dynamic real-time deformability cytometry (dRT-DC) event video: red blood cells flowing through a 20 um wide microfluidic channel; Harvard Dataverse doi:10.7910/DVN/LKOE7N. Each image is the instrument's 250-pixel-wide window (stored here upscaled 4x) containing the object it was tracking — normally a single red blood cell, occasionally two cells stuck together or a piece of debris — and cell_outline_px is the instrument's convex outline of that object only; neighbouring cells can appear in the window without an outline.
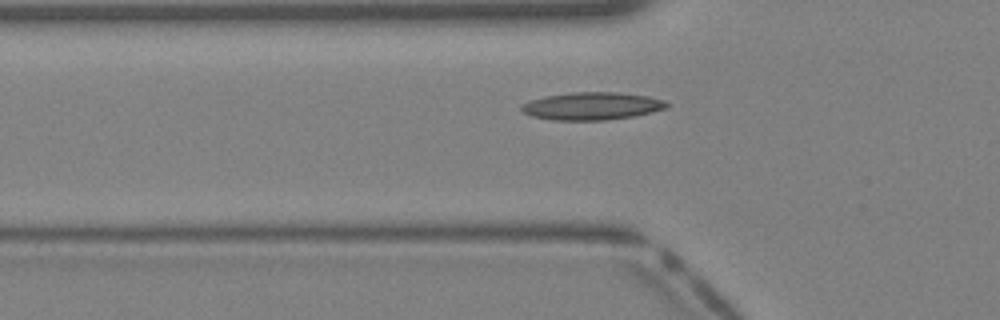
{"species": "Egyptian fruit bat (a non-hibernating species)", "species_latin": "Rousettus aegyptiacus", "temperature_condition": "warm", "stored_images_in_passage": 29, "camera_frame_rate_fps": 3000, "um_per_image_px": 0.085, "animal": {"sex": "female"}, "frame": {"image": 1, "passage_image": 3, "time_ms": 0.667, "image_size_px": [1000, 320], "cell_outline_px": [[672, 104], [668, 108], [652, 112], [632, 116], [608, 120], [552, 120], [532, 116], [524, 112], [520, 108], [520, 104], [528, 100], [544, 96], [572, 92], [616, 92], [648, 96], [664, 100]], "centroid_in_image_um": [50.32, 9.01], "position_along_channel_um": 75.5, "area_um2": 23.64}}
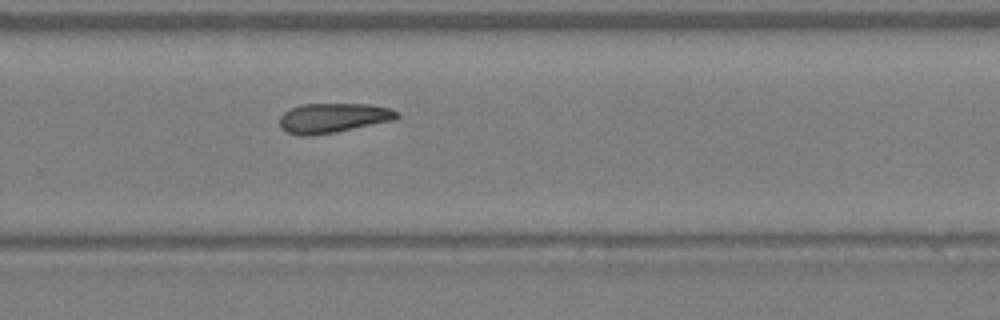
{"frame": {"image": 2, "passage_image": 16, "time_ms": 5.0, "image_size_px": [1000, 320], "cell_outline_px": [[400, 116], [392, 120], [336, 132], [308, 136], [304, 136], [288, 132], [280, 128], [280, 116], [284, 112], [300, 104], [368, 104], [392, 108], [400, 112]], "centroid_in_image_um": [28.32, 10.01], "position_along_channel_um": 301.5, "area_um2": 20.23}}
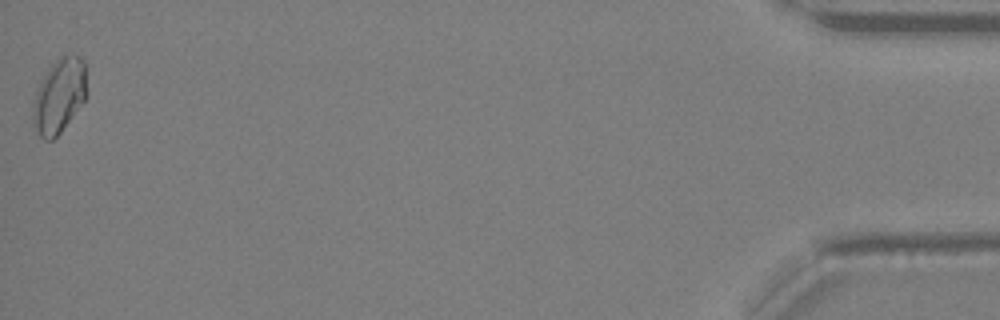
{"frame": {"image": 3, "passage_image": 29, "time_ms": 9.333, "image_size_px": [1000, 320], "cell_outline_px": [[88, 64], [84, 100], [60, 132], [52, 140], [44, 140], [40, 136], [32, 124], [32, 112], [36, 92], [48, 68], [60, 56], [80, 56]], "centroid_in_image_um": [5.04, 8.12], "position_along_channel_um": 430.2, "area_um2": 23.12}}